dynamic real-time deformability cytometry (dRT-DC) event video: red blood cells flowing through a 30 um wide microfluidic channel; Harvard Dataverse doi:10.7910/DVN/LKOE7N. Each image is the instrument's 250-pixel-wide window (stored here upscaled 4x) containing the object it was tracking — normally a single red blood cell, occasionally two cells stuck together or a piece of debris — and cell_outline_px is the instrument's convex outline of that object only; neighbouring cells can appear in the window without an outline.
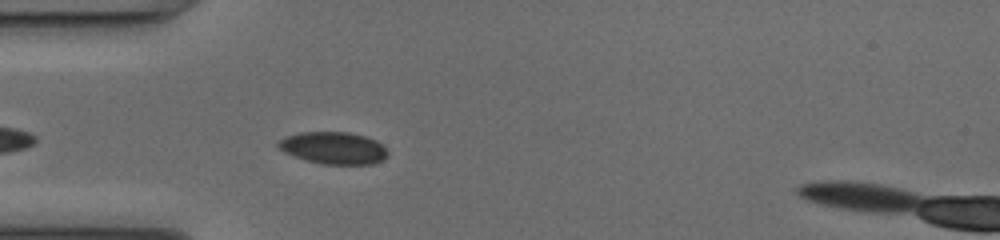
{"species": "common noctule bat (a hibernating species)", "species_latin": "Nyctalus noctula", "temperature_condition": "cold", "stored_images_in_passage": 38, "camera_frame_rate_fps": 3000, "um_per_image_px": 0.085, "animal": {"sex": "female", "body_mass_g": 17.0, "forearm_length_mm": 48.0}, "frame": {"image": 1, "passage_image": 4, "time_ms": 1.0, "image_size_px": [1000, 240], "cell_outline_px": [[388, 156], [384, 160], [372, 164], [320, 164], [284, 152], [276, 144], [280, 140], [288, 136], [300, 132], [348, 132], [364, 136], [376, 140], [388, 152]], "centroid_in_image_um": [28.38, 12.58], "position_along_channel_um": 56.6, "area_um2": 20.29}}
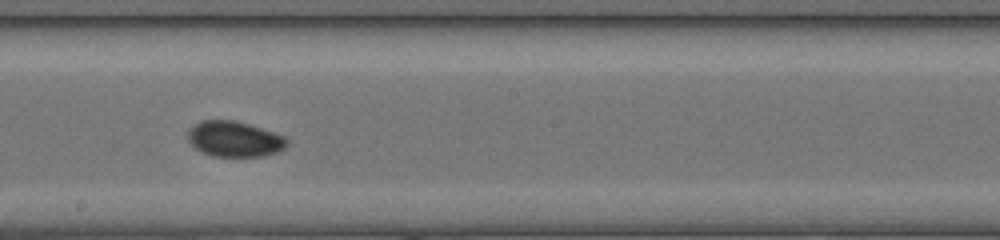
{"frame": {"image": 2, "passage_image": 17, "time_ms": 5.333, "image_size_px": [1000, 240], "cell_outline_px": [[288, 144], [284, 148], [276, 152], [264, 156], [212, 156], [196, 148], [188, 140], [188, 128], [200, 120], [232, 120], [248, 124], [284, 136], [288, 140]], "centroid_in_image_um": [19.91, 11.81], "position_along_channel_um": 228.3, "area_um2": 20.35}}
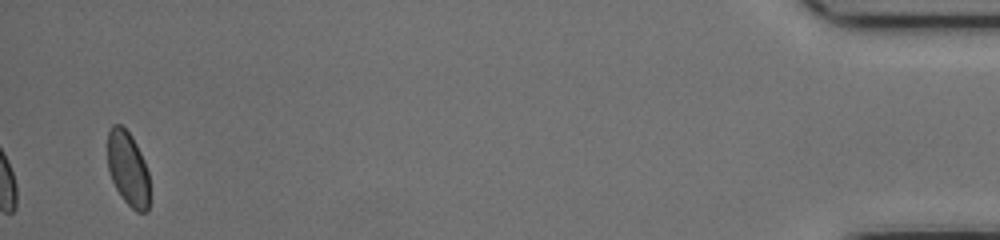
{"frame": {"image": 3, "passage_image": 38, "time_ms": 12.333, "image_size_px": [1000, 240], "cell_outline_px": [[148, 212], [136, 212], [120, 196], [112, 180], [108, 168], [108, 132], [112, 124], [120, 124], [132, 136], [144, 160], [148, 172]], "centroid_in_image_um": [10.87, 14.33], "position_along_channel_um": 424.3, "area_um2": 18.09}, "authors_computed_cell_mechanics": {"area_um2": 19.4208, "velocity_mm_per_s": 4.0635, "shape_relaxation_time_tau1_ms": 5.6945, "shape_relaxation_time_tau2_ms": 9.5825, "deformation_change_tau1": 0.1067, "deformation_change_tau2": 0.083}}